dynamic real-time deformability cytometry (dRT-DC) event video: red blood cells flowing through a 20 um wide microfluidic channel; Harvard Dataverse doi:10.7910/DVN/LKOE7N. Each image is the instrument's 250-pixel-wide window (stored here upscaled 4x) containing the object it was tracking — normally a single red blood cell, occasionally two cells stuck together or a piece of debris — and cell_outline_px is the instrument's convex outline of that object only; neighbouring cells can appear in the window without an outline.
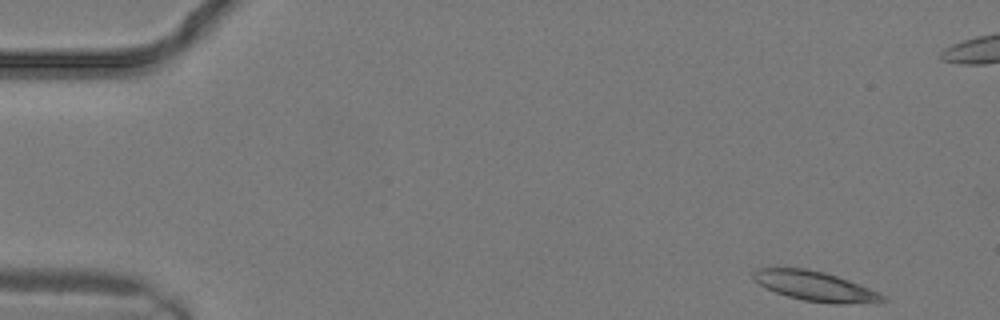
{"species": "common noctule bat (a hibernating species)", "species_latin": "Nyctalus noctula", "temperature_condition": "warm", "stored_images_in_passage": 8, "camera_frame_rate_fps": 3000, "um_per_image_px": 0.085, "animal": {"sex": "male", "body_mass_g": 19.2, "forearm_length_mm": 51.8}, "frame": {"image": 1, "passage_image": 1, "time_ms": 0.0, "image_size_px": [1000, 320], "cell_outline_px": [[888, 300], [840, 304], [832, 304], [804, 300], [788, 296], [764, 288], [752, 280], [752, 272], [756, 268], [808, 268], [824, 272], [860, 284], [880, 292]], "centroid_in_image_um": [69.22, 24.31], "position_along_channel_um": 15.8, "area_um2": 22.37}}